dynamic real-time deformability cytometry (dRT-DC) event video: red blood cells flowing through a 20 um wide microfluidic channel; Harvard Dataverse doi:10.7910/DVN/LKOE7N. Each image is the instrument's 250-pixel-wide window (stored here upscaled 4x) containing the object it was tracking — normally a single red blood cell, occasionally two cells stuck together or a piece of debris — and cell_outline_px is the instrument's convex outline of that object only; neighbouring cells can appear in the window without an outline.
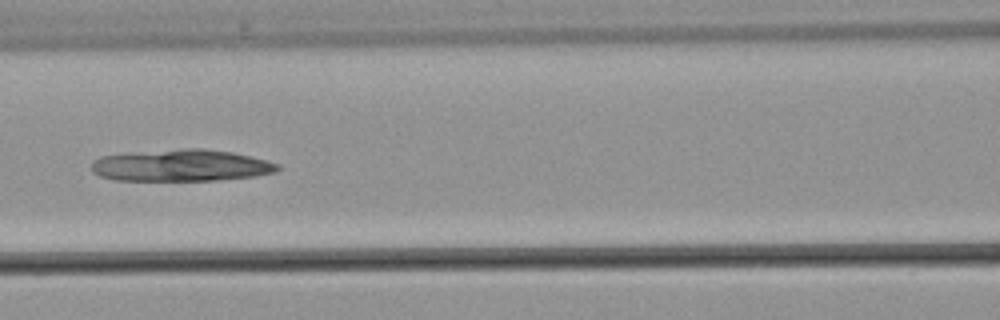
{"species": "common noctule bat (a hibernating species)", "species_latin": "Nyctalus noctula", "temperature_condition": "warm", "stored_images_in_passage": 38, "camera_frame_rate_fps": 3000, "um_per_image_px": 0.085, "animal": {"sex": "male", "body_mass_g": 21.5, "forearm_length_mm": 52.0}, "frame": {"image": 1, "passage_image": 16, "time_ms": 5.0, "image_size_px": [1000, 320], "cell_outline_px": [[280, 168], [276, 172], [256, 176], [216, 180], [116, 180], [100, 176], [92, 172], [92, 160], [100, 156], [128, 152], [184, 148], [204, 148], [232, 152], [268, 160], [280, 164]], "centroid_in_image_um": [15.4, 14.05], "position_along_channel_um": 151.2, "area_um2": 34.85}}
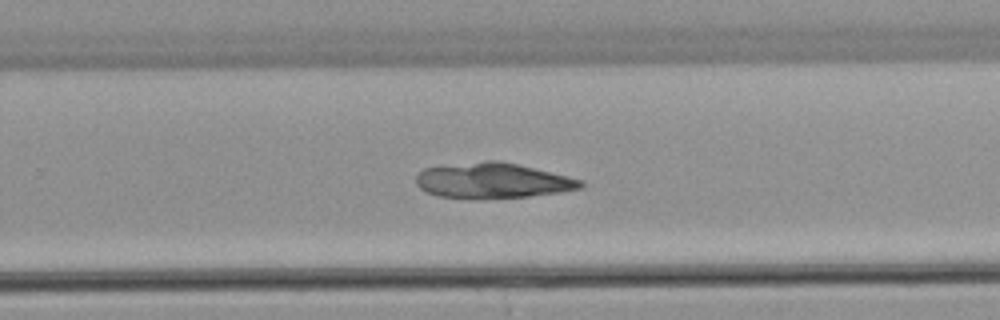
{"frame": {"image": 2, "passage_image": 25, "time_ms": 8.0, "image_size_px": [1000, 320], "cell_outline_px": [[584, 184], [580, 188], [560, 192], [528, 196], [472, 200], [440, 196], [428, 192], [420, 188], [416, 184], [416, 176], [424, 168], [484, 160], [500, 160], [568, 176], [584, 180]], "centroid_in_image_um": [41.86, 15.36], "position_along_channel_um": 287.9, "area_um2": 34.1}}
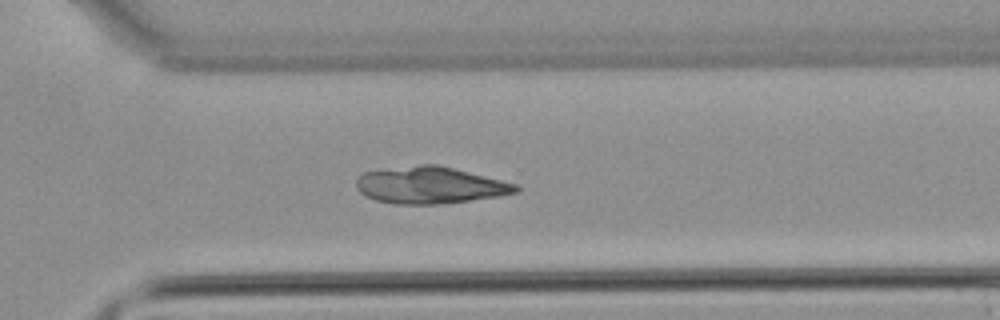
{"frame": {"image": 3, "passage_image": 28, "time_ms": 9.0, "image_size_px": [1000, 320], "cell_outline_px": [[520, 188], [516, 192], [500, 196], [440, 204], [396, 204], [376, 200], [364, 196], [356, 188], [356, 180], [364, 172], [420, 164], [436, 164], [516, 184]], "centroid_in_image_um": [36.52, 15.75], "position_along_channel_um": 334.1, "area_um2": 33.87}}